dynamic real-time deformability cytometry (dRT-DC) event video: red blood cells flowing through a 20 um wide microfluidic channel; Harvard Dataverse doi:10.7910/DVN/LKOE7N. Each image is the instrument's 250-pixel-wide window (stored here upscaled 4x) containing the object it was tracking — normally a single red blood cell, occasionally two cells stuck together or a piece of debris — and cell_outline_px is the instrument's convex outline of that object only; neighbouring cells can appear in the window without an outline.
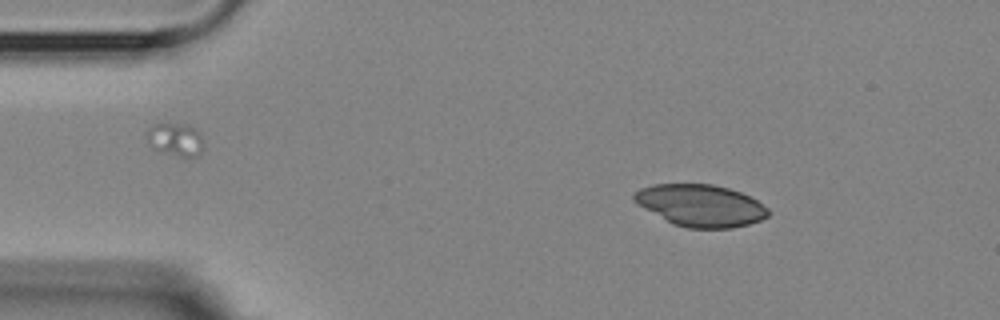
{"species": "Egyptian fruit bat (a non-hibernating species)", "species_latin": "Rousettus aegyptiacus", "temperature_condition": "room temperature", "stored_images_in_passage": 3, "camera_frame_rate_fps": 3000, "um_per_image_px": 0.085, "animal": {"sex": "female"}, "frame": {"image": 1, "passage_image": 1, "time_ms": 0.0, "image_size_px": [1000, 320], "cell_outline_px": [[768, 216], [760, 220], [748, 224], [732, 228], [688, 228], [672, 224], [636, 204], [632, 200], [632, 196], [640, 188], [652, 184], [712, 184], [728, 188], [740, 192], [756, 200], [768, 208]], "centroid_in_image_um": [59.51, 17.46], "position_along_channel_um": 25.5, "area_um2": 32.77}}